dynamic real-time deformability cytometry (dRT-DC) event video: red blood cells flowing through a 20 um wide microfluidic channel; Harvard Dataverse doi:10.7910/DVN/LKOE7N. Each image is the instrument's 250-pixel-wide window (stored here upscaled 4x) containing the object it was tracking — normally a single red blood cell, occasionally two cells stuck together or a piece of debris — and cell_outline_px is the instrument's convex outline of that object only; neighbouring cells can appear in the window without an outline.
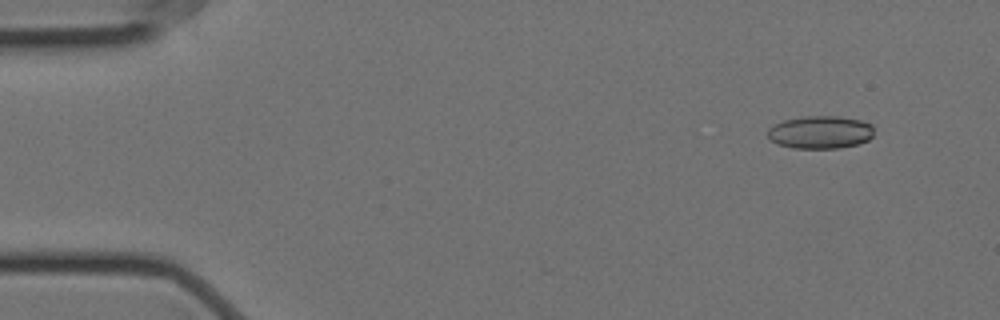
{"species": "Egyptian fruit bat (a non-hibernating species)", "species_latin": "Rousettus aegyptiacus", "temperature_condition": "cold", "stored_images_in_passage": 5, "camera_frame_rate_fps": 3000, "um_per_image_px": 0.085, "animal": {"sex": "female"}, "frame": {"image": 1, "passage_image": 1, "time_ms": 0.0, "image_size_px": [1000, 320], "cell_outline_px": [[872, 136], [868, 140], [860, 144], [840, 148], [792, 148], [776, 144], [768, 136], [768, 128], [784, 120], [804, 116], [836, 116], [860, 120], [872, 124]], "centroid_in_image_um": [69.73, 11.25], "position_along_channel_um": 15.3, "area_um2": 20.35}}
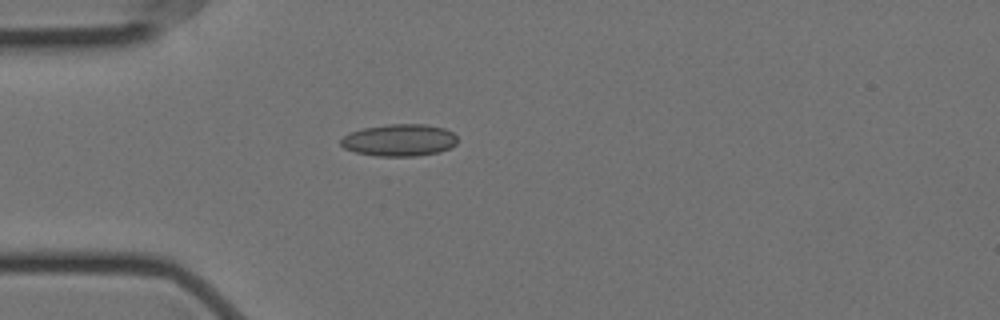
{"frame": {"image": 2, "passage_image": 4, "time_ms": 1.0, "image_size_px": [1000, 320], "cell_outline_px": [[456, 144], [440, 152], [416, 156], [376, 156], [356, 152], [344, 148], [340, 144], [340, 140], [344, 136], [352, 132], [364, 128], [388, 124], [424, 124], [444, 128], [452, 132], [456, 136]], "centroid_in_image_um": [33.94, 11.91], "position_along_channel_um": 51.1, "area_um2": 21.68}}